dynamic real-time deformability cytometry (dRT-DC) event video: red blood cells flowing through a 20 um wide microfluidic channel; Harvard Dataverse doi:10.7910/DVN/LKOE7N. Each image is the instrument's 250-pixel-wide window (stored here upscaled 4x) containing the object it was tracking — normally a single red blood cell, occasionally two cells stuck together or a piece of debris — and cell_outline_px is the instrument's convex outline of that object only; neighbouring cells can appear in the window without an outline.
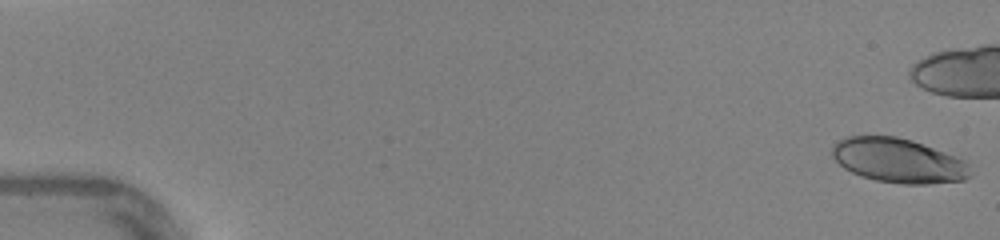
{"species": "human", "species_latin": "Homo sapiens", "temperature_condition": "warm", "stored_images_in_passage": 37, "camera_frame_rate_fps": 3000, "um_per_image_px": 0.085, "donor": {"sex": "female"}, "frame": {"image": 1, "passage_image": 1, "time_ms": 0.0, "image_size_px": [1000, 240], "cell_outline_px": [[972, 176], [964, 180], [928, 184], [904, 184], [876, 180], [860, 176], [844, 168], [832, 156], [832, 144], [848, 136], [896, 136], [912, 140], [956, 156], [964, 160], [968, 164]], "centroid_in_image_um": [76.37, 13.65], "position_along_channel_um": 8.6, "area_um2": 35.78}}
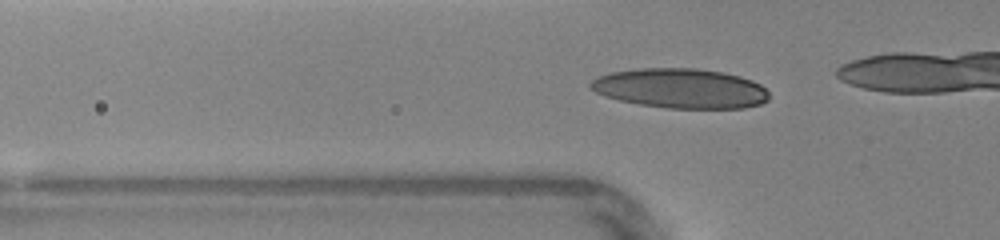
{"frame": {"image": 2, "passage_image": 16, "time_ms": 5.0, "image_size_px": [1000, 240], "cell_outline_px": [[768, 100], [760, 104], [744, 108], [668, 108], [640, 104], [620, 100], [604, 96], [588, 88], [588, 84], [592, 80], [600, 76], [612, 72], [636, 68], [696, 68], [724, 72], [740, 76], [752, 80], [760, 84], [768, 92]], "centroid_in_image_um": [57.84, 7.5], "position_along_channel_um": 68.0, "area_um2": 41.38}}